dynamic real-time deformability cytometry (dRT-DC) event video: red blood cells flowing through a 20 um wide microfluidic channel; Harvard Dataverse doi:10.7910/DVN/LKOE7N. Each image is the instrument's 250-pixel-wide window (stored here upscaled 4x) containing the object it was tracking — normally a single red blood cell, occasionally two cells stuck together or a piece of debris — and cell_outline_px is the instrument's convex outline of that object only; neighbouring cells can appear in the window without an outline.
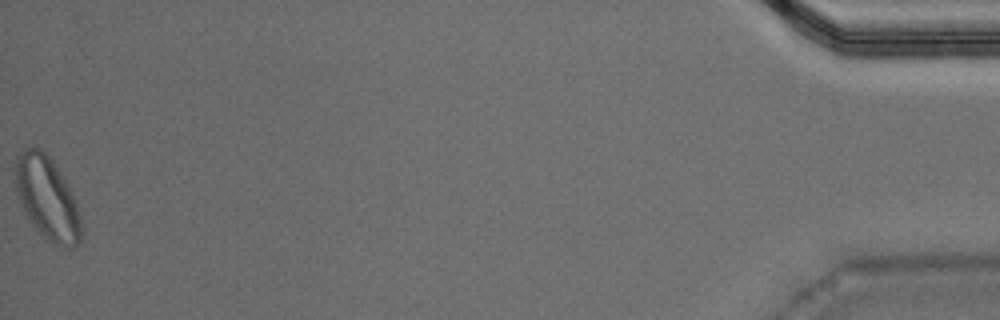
{"species": "Egyptian fruit bat (a non-hibernating species)", "species_latin": "Rousettus aegyptiacus", "temperature_condition": "warm", "stored_images_in_passage": 50, "segment_of_instrument_passage": [2, 2], "camera_frame_rate_fps": 3000, "um_per_image_px": 0.085, "animal": {"sex": "male"}, "frame": {"image": 1, "passage_image": 50, "time_ms": 16.333, "image_size_px": [1000, 320], "cell_outline_px": [[84, 232], [80, 240], [72, 248], [64, 248], [44, 240], [28, 220], [16, 196], [16, 156], [24, 148], [32, 144], [40, 148], [52, 160], [68, 184], [76, 204], [80, 216]], "centroid_in_image_um": [4.0, 16.88], "position_along_channel_um": 431.2, "area_um2": 32.48}}